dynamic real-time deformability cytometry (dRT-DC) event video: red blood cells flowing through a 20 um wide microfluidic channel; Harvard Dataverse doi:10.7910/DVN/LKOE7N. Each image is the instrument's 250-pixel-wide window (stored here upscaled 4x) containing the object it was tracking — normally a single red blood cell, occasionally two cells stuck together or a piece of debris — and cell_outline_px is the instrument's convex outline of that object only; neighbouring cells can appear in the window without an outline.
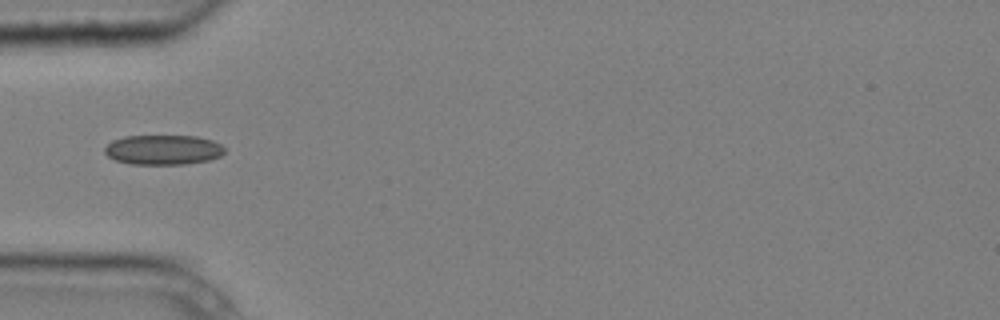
{"species": "common noctule bat (a hibernating species)", "species_latin": "Nyctalus noctula", "temperature_condition": "cold", "stored_images_in_passage": 1, "camera_frame_rate_fps": 3000, "um_per_image_px": 0.085, "animal": {"sex": "male", "body_mass_g": 20.4}, "frame": {"image": 1, "passage_image": 1, "time_ms": 0.0, "image_size_px": [1000, 320], "cell_outline_px": [[224, 152], [220, 156], [208, 160], [184, 164], [128, 164], [116, 160], [108, 156], [104, 152], [104, 148], [112, 140], [124, 136], [196, 136], [212, 140], [220, 144], [224, 148]], "centroid_in_image_um": [13.84, 12.73], "position_along_channel_um": 71.2, "area_um2": 20.81}}